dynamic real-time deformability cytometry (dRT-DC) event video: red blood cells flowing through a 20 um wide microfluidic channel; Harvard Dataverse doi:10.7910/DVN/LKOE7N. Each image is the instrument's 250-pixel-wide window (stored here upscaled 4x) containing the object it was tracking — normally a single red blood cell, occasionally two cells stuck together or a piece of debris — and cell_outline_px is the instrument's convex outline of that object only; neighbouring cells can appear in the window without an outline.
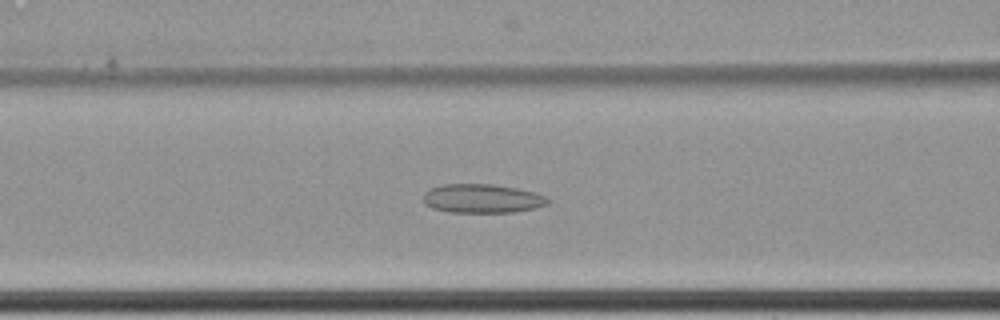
{"species": "common noctule bat (a hibernating species)", "species_latin": "Nyctalus noctula", "temperature_condition": "cold", "stored_images_in_passage": 62, "camera_frame_rate_fps": 3000, "um_per_image_px": 0.085, "animal": {"sex": "female", "body_mass_g": 22.7, "forearm_length_mm": 54.2}, "frame": {"image": 1, "passage_image": 28, "time_ms": 9.0, "image_size_px": [1000, 320], "cell_outline_px": [[548, 204], [536, 208], [512, 212], [448, 212], [432, 208], [424, 204], [424, 192], [432, 188], [444, 184], [492, 184], [516, 188], [536, 192], [544, 196], [548, 200]], "centroid_in_image_um": [40.97, 16.87], "position_along_channel_um": 125.6, "area_um2": 20.92}}
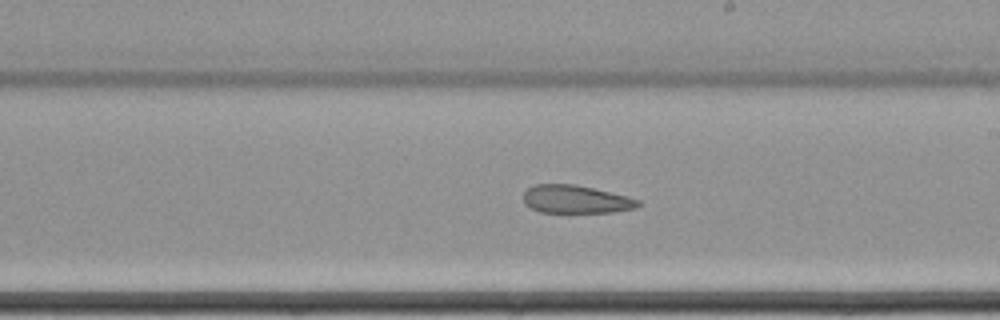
{"frame": {"image": 2, "passage_image": 38, "time_ms": 12.333, "image_size_px": [1000, 320], "cell_outline_px": [[640, 204], [636, 208], [612, 212], [540, 212], [524, 204], [524, 192], [528, 188], [536, 184], [576, 184], [640, 200]], "centroid_in_image_um": [48.91, 16.94], "position_along_channel_um": 240.1, "area_um2": 18.5}}
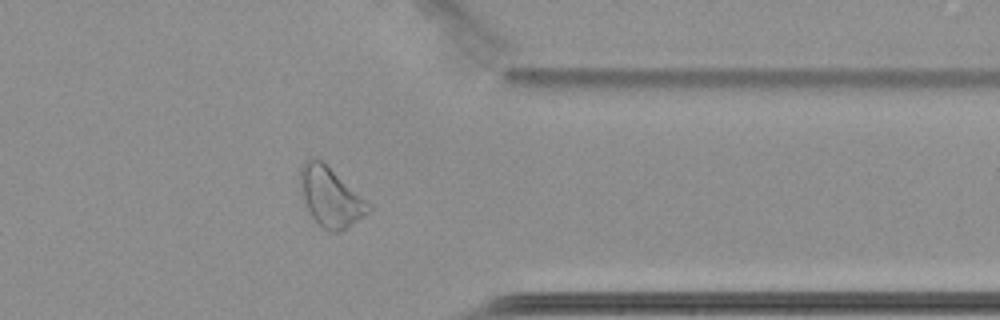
{"frame": {"image": 3, "passage_image": 51, "time_ms": 16.667, "image_size_px": [1000, 320], "cell_outline_px": [[372, 208], [364, 216], [340, 232], [328, 232], [320, 228], [316, 224], [300, 192], [300, 164], [304, 160], [312, 156], [316, 156], [372, 204]], "centroid_in_image_um": [28.07, 16.73], "position_along_channel_um": 383.3, "area_um2": 23.93}, "authors_computed_cell_mechanics": {"area_um2": 24.6806, "velocity_mm_per_s": 3.439, "shape_relaxation_time_tau1_ms": null, "shape_relaxation_time_tau2_ms": 5.6474, "deformation_change_tau1": null, "deformation_change_tau2": 0.1208}}